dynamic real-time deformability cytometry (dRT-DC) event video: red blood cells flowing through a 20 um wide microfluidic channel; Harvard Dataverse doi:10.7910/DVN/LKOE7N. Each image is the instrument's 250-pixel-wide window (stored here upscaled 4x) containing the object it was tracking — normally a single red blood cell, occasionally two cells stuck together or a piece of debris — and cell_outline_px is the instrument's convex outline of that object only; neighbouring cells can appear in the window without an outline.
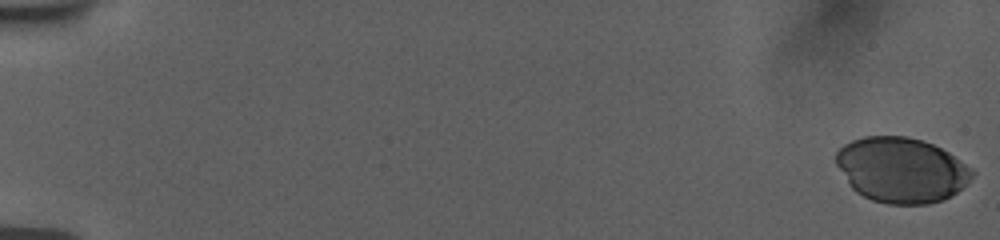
{"species": "human", "species_latin": "Homo sapiens", "temperature_condition": "room temperature", "stored_images_in_passage": 56, "camera_frame_rate_fps": 3000, "um_per_image_px": 0.085, "donor": {"sex": "female"}, "frame": {"image": 1, "passage_image": 1, "time_ms": 0.0, "image_size_px": [1000, 240], "cell_outline_px": [[976, 172], [952, 196], [944, 200], [928, 204], [888, 204], [872, 200], [856, 192], [852, 188], [836, 164], [836, 152], [844, 144], [852, 140], [864, 136], [908, 136], [924, 140], [948, 152], [972, 168]], "centroid_in_image_um": [76.61, 14.44], "position_along_channel_um": 8.4, "area_um2": 51.62}}
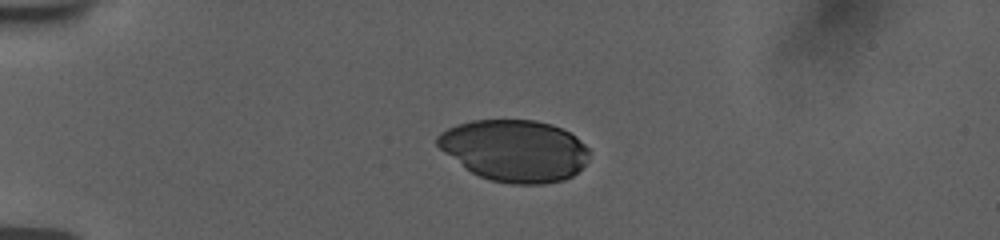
{"frame": {"image": 2, "passage_image": 15, "time_ms": 4.667, "image_size_px": [1000, 240], "cell_outline_px": [[588, 160], [572, 176], [564, 180], [544, 184], [512, 184], [492, 180], [480, 176], [464, 168], [444, 152], [436, 144], [436, 136], [440, 132], [456, 124], [472, 120], [536, 120], [552, 124], [576, 136], [588, 148]], "centroid_in_image_um": [43.73, 12.79], "position_along_channel_um": 41.3, "area_um2": 54.62}}